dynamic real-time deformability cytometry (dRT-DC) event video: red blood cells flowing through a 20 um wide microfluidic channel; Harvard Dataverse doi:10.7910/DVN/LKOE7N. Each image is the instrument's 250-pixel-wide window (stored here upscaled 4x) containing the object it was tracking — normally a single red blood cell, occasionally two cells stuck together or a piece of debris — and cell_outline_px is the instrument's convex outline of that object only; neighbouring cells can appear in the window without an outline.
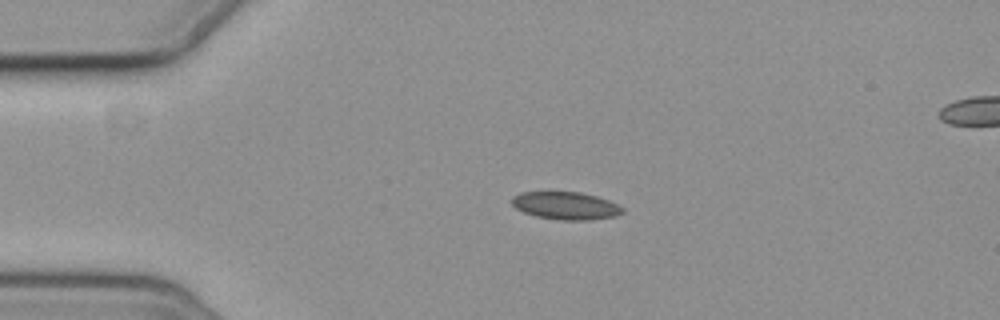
{"species": "common noctule bat (a hibernating species)", "species_latin": "Nyctalus noctula", "temperature_condition": "cold", "stored_images_in_passage": 3, "camera_frame_rate_fps": 3000, "um_per_image_px": 0.085, "animal": {"sex": "female", "body_mass_g": 19.3, "forearm_length_mm": 54.1}, "frame": {"image": 1, "passage_image": 1, "time_ms": 0.0, "image_size_px": [1000, 320], "cell_outline_px": [[624, 212], [616, 216], [592, 220], [556, 220], [536, 216], [524, 212], [516, 208], [512, 204], [512, 196], [520, 192], [580, 192], [596, 196], [608, 200], [624, 208]], "centroid_in_image_um": [48.09, 17.49], "position_along_channel_um": 36.9, "area_um2": 17.92}}